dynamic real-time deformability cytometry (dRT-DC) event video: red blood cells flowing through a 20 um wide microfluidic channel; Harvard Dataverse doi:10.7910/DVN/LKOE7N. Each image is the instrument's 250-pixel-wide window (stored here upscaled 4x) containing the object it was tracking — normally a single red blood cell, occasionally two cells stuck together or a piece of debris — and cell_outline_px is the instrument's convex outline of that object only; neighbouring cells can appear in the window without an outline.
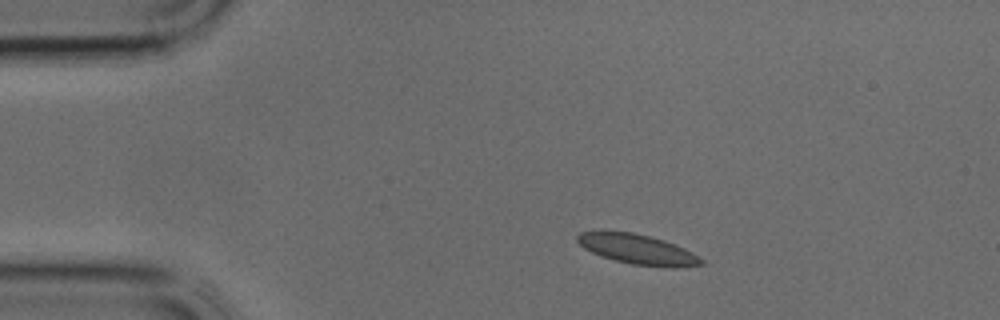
{"species": "common noctule bat (a hibernating species)", "species_latin": "Nyctalus noctula", "temperature_condition": "cold", "stored_images_in_passage": 32, "camera_frame_rate_fps": 3000, "um_per_image_px": 0.085, "animal": {"sex": "male", "body_mass_g": 17.9, "forearm_length_mm": 54.2}, "frame": {"image": 1, "passage_image": 1, "time_ms": 0.0, "image_size_px": [1000, 320], "cell_outline_px": [[704, 264], [676, 268], [664, 268], [632, 264], [600, 256], [584, 248], [576, 240], [576, 236], [580, 232], [600, 228], [632, 232], [664, 240], [684, 248], [692, 252], [704, 260]], "centroid_in_image_um": [54.14, 21.16], "position_along_channel_um": 30.9, "area_um2": 22.25}}
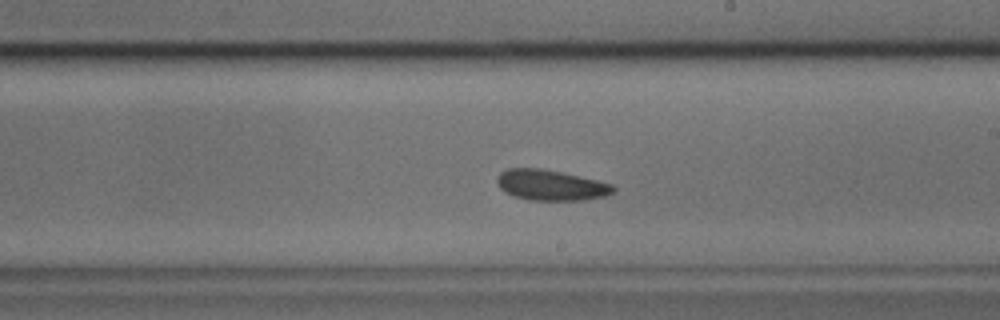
{"frame": {"image": 2, "passage_image": 16, "time_ms": 5.0, "image_size_px": [1000, 320], "cell_outline_px": [[616, 188], [608, 196], [584, 200], [528, 200], [504, 192], [500, 188], [496, 180], [500, 172], [508, 168], [544, 168], [596, 180], [612, 184]], "centroid_in_image_um": [46.82, 15.73], "position_along_channel_um": 242.2, "area_um2": 20.75}}
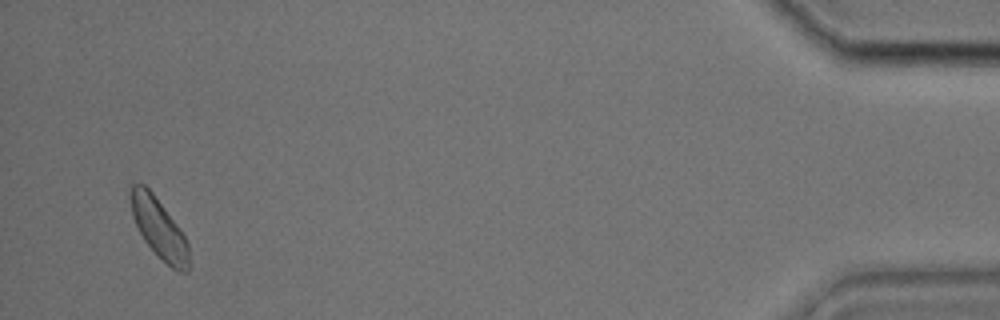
{"frame": {"image": 3, "passage_image": 31, "time_ms": 10.0, "image_size_px": [1000, 320], "cell_outline_px": [[188, 272], [176, 272], [144, 240], [132, 216], [128, 196], [128, 188], [132, 184], [144, 184], [152, 192], [176, 224], [184, 236], [188, 244]], "centroid_in_image_um": [13.46, 19.35], "position_along_channel_um": 421.7, "area_um2": 20.0}}